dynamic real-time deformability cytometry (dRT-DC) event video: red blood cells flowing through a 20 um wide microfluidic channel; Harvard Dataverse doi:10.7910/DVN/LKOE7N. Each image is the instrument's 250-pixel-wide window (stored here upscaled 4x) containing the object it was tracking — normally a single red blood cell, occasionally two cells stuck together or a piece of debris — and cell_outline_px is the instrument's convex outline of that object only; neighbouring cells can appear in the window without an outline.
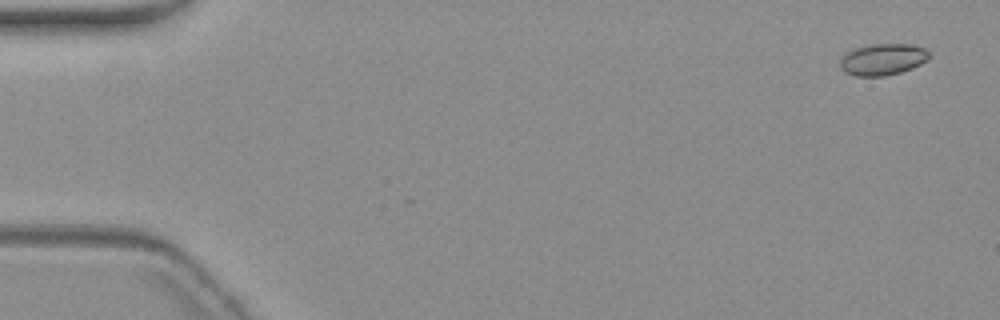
{"species": "common noctule bat (a hibernating species)", "species_latin": "Nyctalus noctula", "temperature_condition": "warm", "stored_images_in_passage": 5, "camera_frame_rate_fps": 3000, "um_per_image_px": 0.085, "animal": {"sex": "female", "body_mass_g": 19.3, "forearm_length_mm": 54.1}, "frame": {"image": 1, "passage_image": 1, "time_ms": 0.0, "image_size_px": [1000, 320], "cell_outline_px": [[932, 56], [928, 60], [912, 68], [900, 72], [884, 76], [856, 76], [844, 72], [840, 68], [840, 60], [848, 52], [856, 48], [872, 44], [912, 44], [924, 48]], "centroid_in_image_um": [75.06, 5.05], "position_along_channel_um": 9.9, "area_um2": 16.36}}
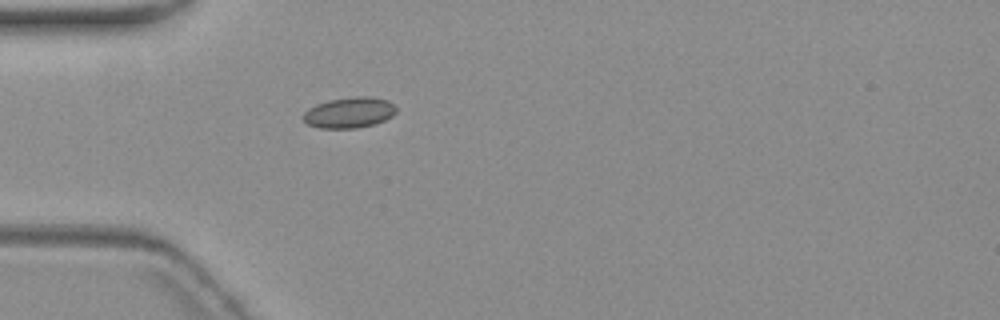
{"frame": {"image": 2, "passage_image": 5, "time_ms": 5.0, "image_size_px": [1000, 320], "cell_outline_px": [[396, 112], [392, 116], [376, 124], [356, 128], [320, 128], [308, 124], [304, 120], [304, 112], [308, 108], [316, 104], [328, 100], [356, 96], [372, 96], [388, 100], [396, 104]], "centroid_in_image_um": [29.73, 9.56], "position_along_channel_um": 55.3, "area_um2": 16.82}}